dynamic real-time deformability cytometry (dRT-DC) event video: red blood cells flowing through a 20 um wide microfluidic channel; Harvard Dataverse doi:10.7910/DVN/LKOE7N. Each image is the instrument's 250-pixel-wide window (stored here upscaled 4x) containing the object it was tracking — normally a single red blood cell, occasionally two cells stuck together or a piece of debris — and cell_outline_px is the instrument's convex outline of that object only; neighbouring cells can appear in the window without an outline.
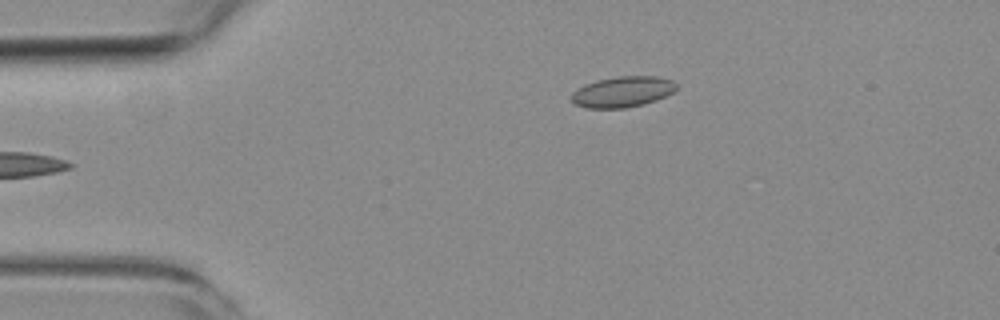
{"species": "common noctule bat (a hibernating species)", "species_latin": "Nyctalus noctula", "temperature_condition": "room temperature", "stored_images_in_passage": 5, "camera_frame_rate_fps": 3000, "um_per_image_px": 0.085, "animal": {"sex": "female", "body_mass_g": 19.3, "forearm_length_mm": 54.1}, "frame": {"image": 1, "passage_image": 5, "time_ms": 5.667, "image_size_px": [1000, 320], "cell_outline_px": [[676, 88], [672, 92], [656, 100], [644, 104], [624, 108], [588, 108], [576, 104], [572, 100], [572, 92], [584, 84], [596, 80], [616, 76], [656, 76], [672, 80], [676, 84]], "centroid_in_image_um": [52.9, 7.79], "position_along_channel_um": 32.1, "area_um2": 18.73}}